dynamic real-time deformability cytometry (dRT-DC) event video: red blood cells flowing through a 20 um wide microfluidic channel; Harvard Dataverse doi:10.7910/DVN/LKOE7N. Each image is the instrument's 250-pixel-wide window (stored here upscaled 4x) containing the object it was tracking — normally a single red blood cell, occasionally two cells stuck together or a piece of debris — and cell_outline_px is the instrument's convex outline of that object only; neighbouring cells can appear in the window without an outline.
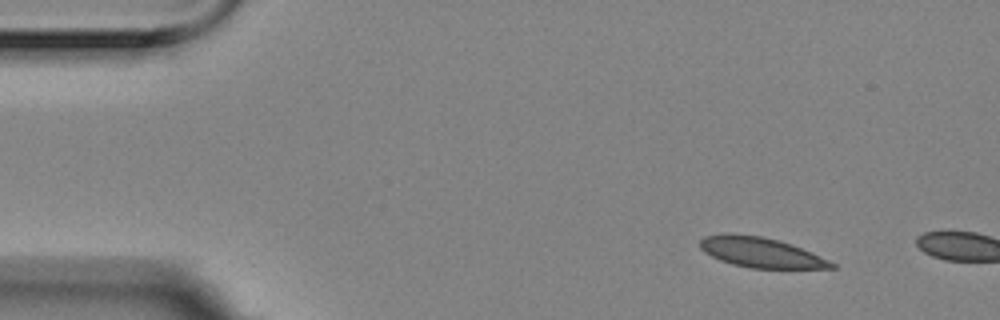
{"species": "Egyptian fruit bat (a non-hibernating species)", "species_latin": "Rousettus aegyptiacus", "temperature_condition": "room temperature", "stored_images_in_passage": 2, "camera_frame_rate_fps": 3000, "um_per_image_px": 0.085, "animal": {"sex": "female"}, "frame": {"image": 1, "passage_image": 1, "time_ms": 0.0, "image_size_px": [1000, 320], "cell_outline_px": [[836, 268], [752, 268], [720, 260], [704, 252], [700, 248], [700, 240], [704, 236], [760, 236], [780, 240], [792, 244], [812, 252], [836, 264]], "centroid_in_image_um": [64.75, 21.49], "position_along_channel_um": 20.2, "area_um2": 22.2}}